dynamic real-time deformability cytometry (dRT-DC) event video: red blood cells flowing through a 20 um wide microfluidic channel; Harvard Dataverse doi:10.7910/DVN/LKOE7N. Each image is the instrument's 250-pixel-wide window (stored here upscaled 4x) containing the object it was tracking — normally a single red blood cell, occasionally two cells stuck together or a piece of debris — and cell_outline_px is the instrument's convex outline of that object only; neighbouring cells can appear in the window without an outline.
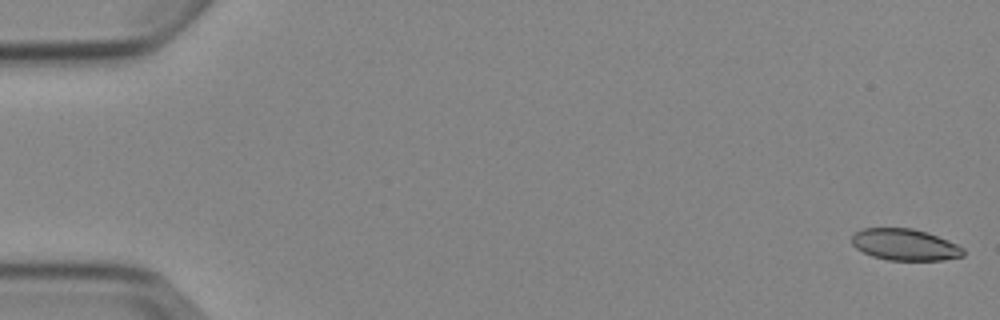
{"species": "Egyptian fruit bat (a non-hibernating species)", "species_latin": "Rousettus aegyptiacus", "temperature_condition": "cold", "stored_images_in_passage": 6, "camera_frame_rate_fps": 3000, "um_per_image_px": 0.085, "animal": {"sex": "female"}, "frame": {"image": 1, "passage_image": 1, "time_ms": 0.0, "image_size_px": [1000, 320], "cell_outline_px": [[964, 256], [944, 260], [888, 260], [872, 256], [856, 248], [852, 244], [852, 236], [856, 232], [864, 228], [912, 228], [948, 240], [964, 248]], "centroid_in_image_um": [76.92, 20.8], "position_along_channel_um": 8.1, "area_um2": 20.35}}
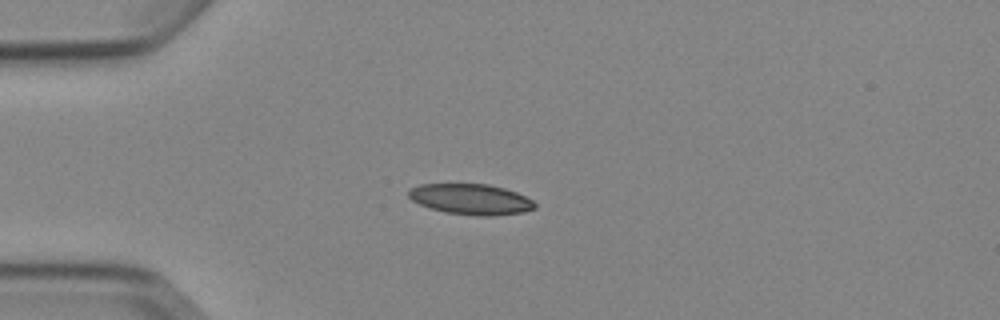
{"frame": {"image": 2, "passage_image": 5, "time_ms": 4.333, "image_size_px": [1000, 320], "cell_outline_px": [[536, 208], [524, 212], [492, 216], [480, 216], [444, 212], [420, 204], [412, 200], [408, 196], [408, 192], [412, 188], [420, 184], [488, 184], [504, 188], [516, 192], [532, 200], [536, 204]], "centroid_in_image_um": [40.04, 16.94], "position_along_channel_um": 45.0, "area_um2": 22.43}}